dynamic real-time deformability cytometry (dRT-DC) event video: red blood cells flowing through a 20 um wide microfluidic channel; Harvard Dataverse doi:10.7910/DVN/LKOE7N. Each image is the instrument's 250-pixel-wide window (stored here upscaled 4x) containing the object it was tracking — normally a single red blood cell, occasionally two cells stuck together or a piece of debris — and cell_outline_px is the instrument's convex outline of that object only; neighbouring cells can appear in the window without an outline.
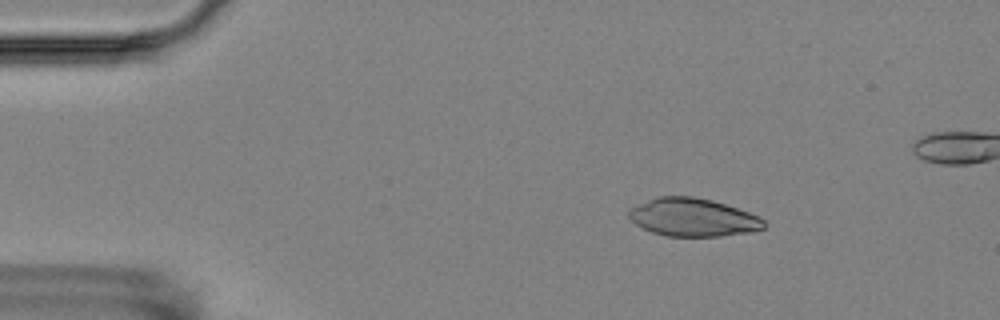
{"species": "Egyptian fruit bat (a non-hibernating species)", "species_latin": "Rousettus aegyptiacus", "temperature_condition": "room temperature", "stored_images_in_passage": 6, "camera_frame_rate_fps": 3000, "um_per_image_px": 0.085, "animal": {"sex": "female"}, "frame": {"image": 1, "passage_image": 3, "time_ms": 2.333, "image_size_px": [1000, 320], "cell_outline_px": [[764, 228], [752, 232], [720, 236], [664, 236], [652, 232], [636, 224], [628, 216], [628, 212], [632, 208], [640, 204], [660, 196], [692, 196], [712, 200], [748, 212], [764, 220]], "centroid_in_image_um": [58.91, 18.49], "position_along_channel_um": 26.1, "area_um2": 29.54}}